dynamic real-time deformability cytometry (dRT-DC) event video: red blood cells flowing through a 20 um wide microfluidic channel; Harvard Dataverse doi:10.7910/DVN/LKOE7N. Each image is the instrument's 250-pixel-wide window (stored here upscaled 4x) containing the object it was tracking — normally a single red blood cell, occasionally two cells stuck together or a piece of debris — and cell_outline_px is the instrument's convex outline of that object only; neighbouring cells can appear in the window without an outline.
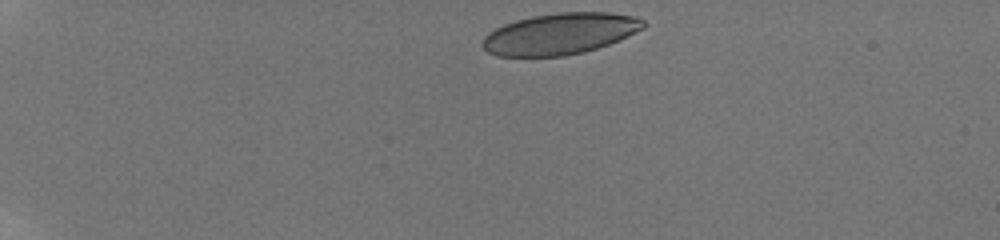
{"species": "human", "species_latin": "Homo sapiens", "temperature_condition": "room temperature", "stored_images_in_passage": 13, "camera_frame_rate_fps": 3000, "um_per_image_px": 0.085, "donor": {"sex": "male"}, "frame": {"image": 1, "passage_image": 1, "time_ms": 0.0, "image_size_px": [1000, 240], "cell_outline_px": [[648, 24], [644, 28], [608, 44], [584, 52], [564, 56], [496, 56], [488, 52], [480, 44], [484, 36], [488, 32], [504, 24], [516, 20], [532, 16], [560, 12], [608, 12], [636, 16], [644, 20]], "centroid_in_image_um": [47.59, 2.86], "position_along_channel_um": 37.4, "area_um2": 38.78}}
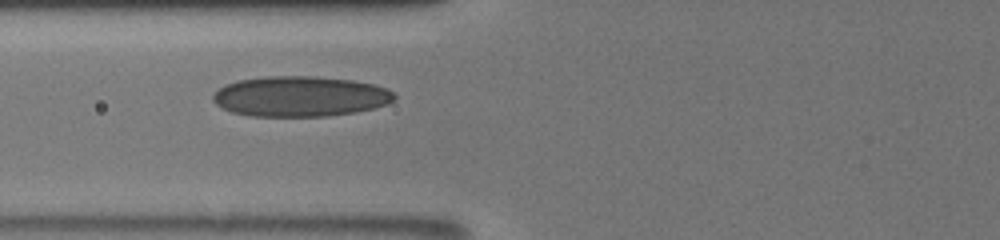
{"frame": {"image": 2, "passage_image": 10, "time_ms": 4.0, "image_size_px": [1000, 240], "cell_outline_px": [[396, 100], [388, 104], [356, 112], [324, 116], [252, 116], [232, 112], [216, 104], [212, 100], [212, 96], [224, 84], [236, 80], [264, 76], [316, 76], [352, 80], [372, 84], [388, 88], [396, 96]], "centroid_in_image_um": [25.52, 8.18], "position_along_channel_um": 100.3, "area_um2": 42.83}}
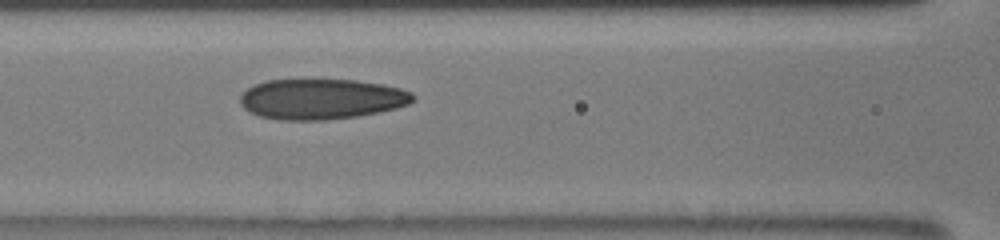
{"frame": {"image": 3, "passage_image": 13, "time_ms": 5.0, "image_size_px": [1000, 240], "cell_outline_px": [[416, 100], [408, 104], [396, 108], [356, 116], [324, 120], [280, 120], [260, 116], [244, 108], [240, 104], [240, 96], [248, 88], [256, 84], [268, 80], [356, 80], [384, 84], [400, 88], [412, 92], [416, 96]], "centroid_in_image_um": [27.36, 8.41], "position_along_channel_um": 139.2, "area_um2": 40.63}}